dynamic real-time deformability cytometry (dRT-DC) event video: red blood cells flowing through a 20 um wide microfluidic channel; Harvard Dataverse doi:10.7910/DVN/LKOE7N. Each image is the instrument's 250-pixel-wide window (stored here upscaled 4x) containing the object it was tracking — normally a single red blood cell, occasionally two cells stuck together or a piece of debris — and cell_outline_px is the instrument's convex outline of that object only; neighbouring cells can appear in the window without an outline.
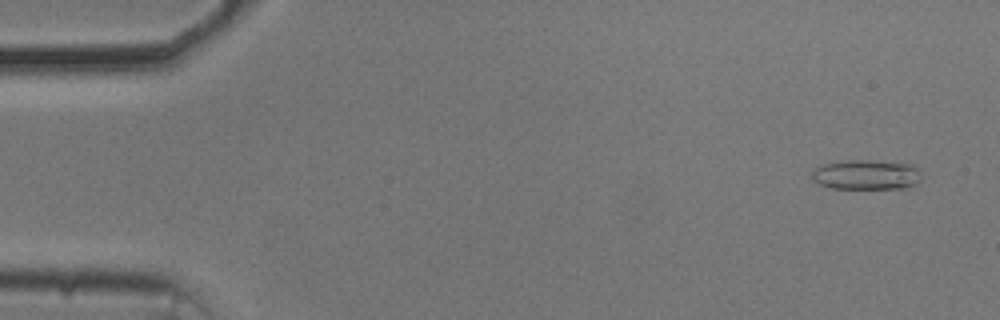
{"species": "common noctule bat (a hibernating species)", "species_latin": "Nyctalus noctula", "temperature_condition": "cold", "stored_images_in_passage": 54, "camera_frame_rate_fps": 3000, "um_per_image_px": 0.085, "animal": {"sex": "male", "body_mass_g": 20.5, "forearm_length_mm": 52.5}, "frame": {"image": 1, "passage_image": 3, "time_ms": 0.667, "image_size_px": [1000, 320], "cell_outline_px": [[920, 180], [916, 184], [904, 188], [832, 188], [820, 184], [812, 180], [812, 172], [816, 168], [824, 164], [848, 160], [868, 160], [908, 164], [916, 168], [920, 172]], "centroid_in_image_um": [73.62, 14.86], "position_along_channel_um": 11.4, "area_um2": 18.79}}
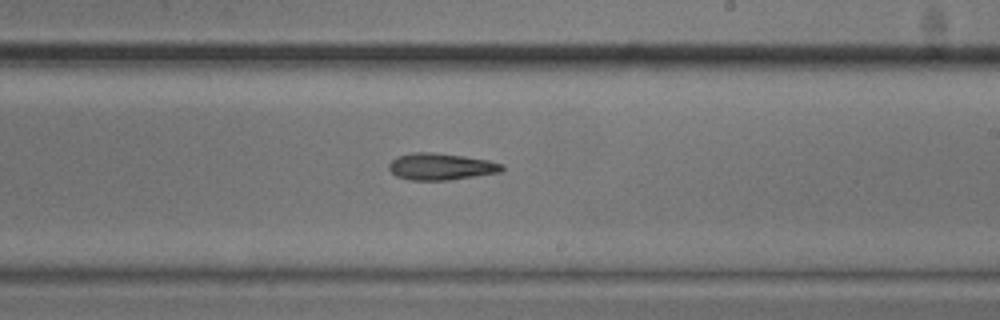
{"frame": {"image": 2, "passage_image": 32, "time_ms": 10.333, "image_size_px": [1000, 320], "cell_outline_px": [[504, 168], [500, 172], [448, 180], [408, 180], [396, 176], [388, 168], [388, 164], [392, 160], [400, 156], [412, 152], [432, 152], [464, 156], [488, 160], [504, 164]], "centroid_in_image_um": [37.47, 14.16], "position_along_channel_um": 251.5, "area_um2": 17.57}}
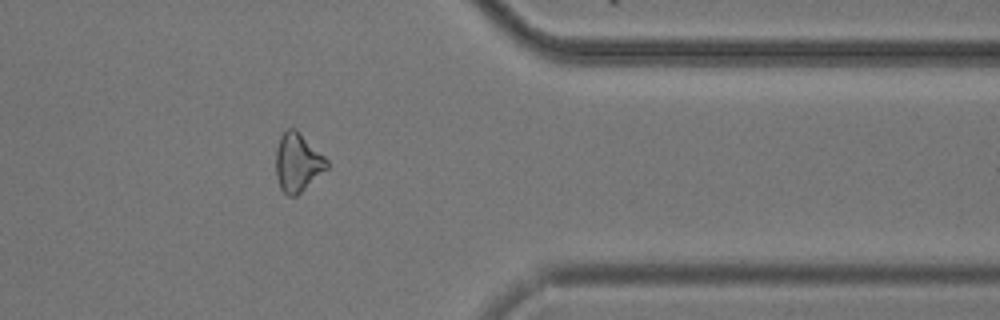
{"frame": {"image": 3, "passage_image": 44, "time_ms": 14.333, "image_size_px": [1000, 320], "cell_outline_px": [[328, 168], [296, 196], [288, 196], [280, 188], [276, 176], [276, 148], [280, 136], [288, 128], [296, 128], [328, 160]], "centroid_in_image_um": [25.29, 13.8], "position_along_channel_um": 386.1, "area_um2": 17.34}}